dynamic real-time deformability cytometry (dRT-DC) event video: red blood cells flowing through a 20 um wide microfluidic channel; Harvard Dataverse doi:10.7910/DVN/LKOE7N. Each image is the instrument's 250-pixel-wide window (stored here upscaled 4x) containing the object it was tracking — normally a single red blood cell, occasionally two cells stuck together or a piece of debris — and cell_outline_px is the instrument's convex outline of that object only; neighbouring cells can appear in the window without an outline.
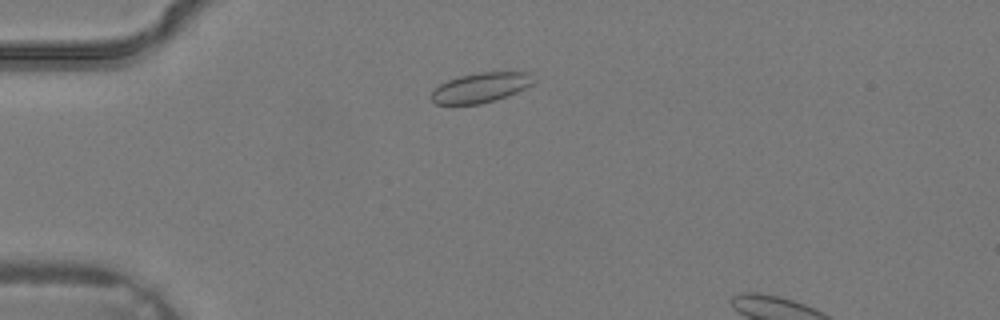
{"species": "common noctule bat (a hibernating species)", "species_latin": "Nyctalus noctula", "temperature_condition": "warm", "stored_images_in_passage": 2, "camera_frame_rate_fps": 3000, "um_per_image_px": 0.085, "animal": {"sex": "male", "body_mass_g": 19.2, "forearm_length_mm": 51.8}, "frame": {"image": 1, "passage_image": 1, "time_ms": 0.0, "image_size_px": [1000, 320], "cell_outline_px": [[532, 84], [508, 96], [496, 100], [480, 104], [436, 104], [428, 96], [440, 84], [448, 80], [460, 76], [480, 72], [532, 72]], "centroid_in_image_um": [40.84, 7.45], "position_along_channel_um": 44.2, "area_um2": 17.69}}